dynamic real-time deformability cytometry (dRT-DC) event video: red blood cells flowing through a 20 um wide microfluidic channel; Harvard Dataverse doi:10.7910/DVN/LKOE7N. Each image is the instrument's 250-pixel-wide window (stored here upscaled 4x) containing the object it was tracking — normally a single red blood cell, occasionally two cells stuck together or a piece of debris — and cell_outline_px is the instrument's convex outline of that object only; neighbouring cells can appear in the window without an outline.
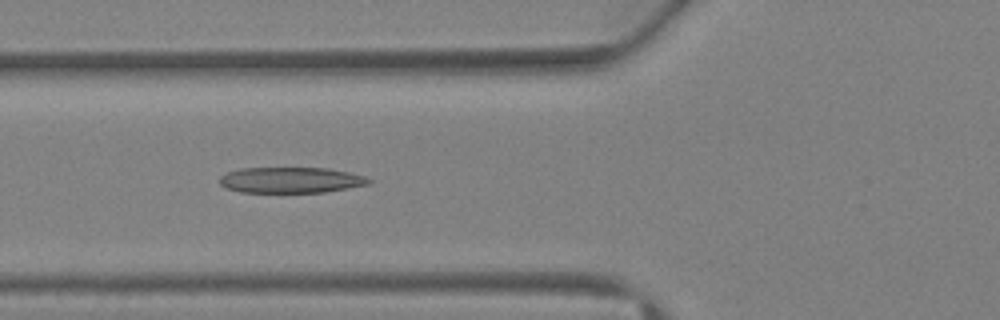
{"species": "Egyptian fruit bat (a non-hibernating species)", "species_latin": "Rousettus aegyptiacus", "temperature_condition": "warm", "stored_images_in_passage": 32, "camera_frame_rate_fps": 3000, "um_per_image_px": 0.085, "animal": {"sex": "female"}, "frame": {"image": 1, "passage_image": 8, "time_ms": 2.333, "image_size_px": [1000, 320], "cell_outline_px": [[372, 180], [368, 184], [348, 188], [324, 192], [240, 192], [224, 188], [220, 184], [220, 176], [228, 172], [240, 168], [328, 168], [348, 172], [364, 176]], "centroid_in_image_um": [24.69, 15.3], "position_along_channel_um": 101.1, "area_um2": 22.37}}
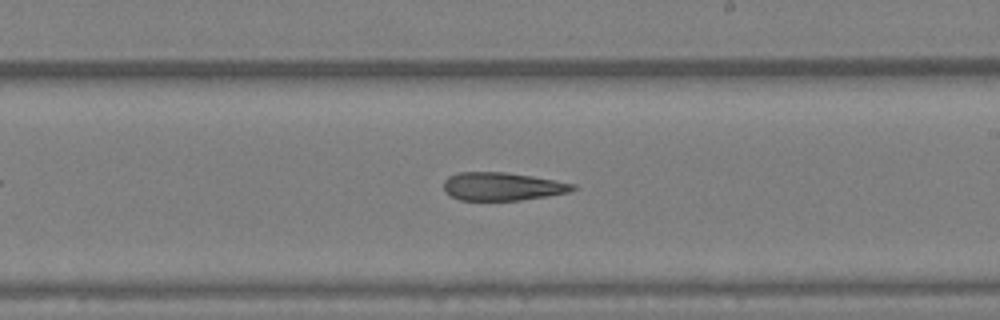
{"frame": {"image": 2, "passage_image": 17, "time_ms": 5.333, "image_size_px": [1000, 320], "cell_outline_px": [[576, 188], [568, 192], [520, 200], [460, 200], [444, 192], [444, 180], [448, 176], [456, 172], [504, 172], [532, 176], [576, 184]], "centroid_in_image_um": [42.64, 15.84], "position_along_channel_um": 246.4, "area_um2": 21.04}}
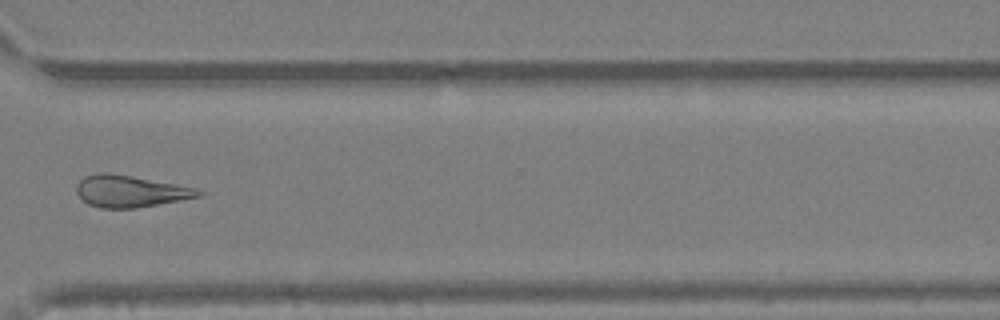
{"frame": {"image": 3, "passage_image": 24, "time_ms": 7.667, "image_size_px": [1000, 320], "cell_outline_px": [[204, 192], [200, 196], [136, 208], [100, 208], [88, 204], [76, 192], [76, 184], [84, 176], [100, 172], [104, 172], [132, 176], [196, 188]], "centroid_in_image_um": [11.03, 16.25], "position_along_channel_um": 359.6, "area_um2": 22.31}}